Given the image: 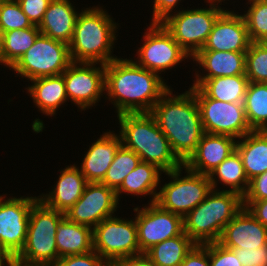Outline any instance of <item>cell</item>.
Here are the masks:
<instances>
[{"label":"cell","mask_w":267,"mask_h":266,"mask_svg":"<svg viewBox=\"0 0 267 266\" xmlns=\"http://www.w3.org/2000/svg\"><path fill=\"white\" fill-rule=\"evenodd\" d=\"M105 91L117 114L150 113L170 89L159 74L133 60L116 58L105 64Z\"/></svg>","instance_id":"obj_1"},{"label":"cell","mask_w":267,"mask_h":266,"mask_svg":"<svg viewBox=\"0 0 267 266\" xmlns=\"http://www.w3.org/2000/svg\"><path fill=\"white\" fill-rule=\"evenodd\" d=\"M150 114L167 137L173 153L184 164L205 133L194 93L189 89L172 96L169 89L153 106Z\"/></svg>","instance_id":"obj_2"},{"label":"cell","mask_w":267,"mask_h":266,"mask_svg":"<svg viewBox=\"0 0 267 266\" xmlns=\"http://www.w3.org/2000/svg\"><path fill=\"white\" fill-rule=\"evenodd\" d=\"M117 117L122 145L133 150L141 161L156 165L163 173L183 167L150 113H124Z\"/></svg>","instance_id":"obj_3"},{"label":"cell","mask_w":267,"mask_h":266,"mask_svg":"<svg viewBox=\"0 0 267 266\" xmlns=\"http://www.w3.org/2000/svg\"><path fill=\"white\" fill-rule=\"evenodd\" d=\"M102 8L92 7L78 14L74 35L69 44L72 62L108 64L116 40V23Z\"/></svg>","instance_id":"obj_4"},{"label":"cell","mask_w":267,"mask_h":266,"mask_svg":"<svg viewBox=\"0 0 267 266\" xmlns=\"http://www.w3.org/2000/svg\"><path fill=\"white\" fill-rule=\"evenodd\" d=\"M243 208V197L231 190L212 189L184 218V232L199 245L218 242L224 227Z\"/></svg>","instance_id":"obj_5"},{"label":"cell","mask_w":267,"mask_h":266,"mask_svg":"<svg viewBox=\"0 0 267 266\" xmlns=\"http://www.w3.org/2000/svg\"><path fill=\"white\" fill-rule=\"evenodd\" d=\"M64 217L39 199L30 211L26 242L13 259L14 266H53L58 260L56 231Z\"/></svg>","instance_id":"obj_6"},{"label":"cell","mask_w":267,"mask_h":266,"mask_svg":"<svg viewBox=\"0 0 267 266\" xmlns=\"http://www.w3.org/2000/svg\"><path fill=\"white\" fill-rule=\"evenodd\" d=\"M187 176L180 178L182 167L165 172L173 181L159 190L155 203L162 209L185 217L199 205L212 190L208 175L195 173L183 165Z\"/></svg>","instance_id":"obj_7"},{"label":"cell","mask_w":267,"mask_h":266,"mask_svg":"<svg viewBox=\"0 0 267 266\" xmlns=\"http://www.w3.org/2000/svg\"><path fill=\"white\" fill-rule=\"evenodd\" d=\"M71 63L68 44L40 34L11 68L32 80L61 75Z\"/></svg>","instance_id":"obj_8"},{"label":"cell","mask_w":267,"mask_h":266,"mask_svg":"<svg viewBox=\"0 0 267 266\" xmlns=\"http://www.w3.org/2000/svg\"><path fill=\"white\" fill-rule=\"evenodd\" d=\"M217 5L210 3V8L177 11L161 23L174 40L193 57L203 48L215 21L225 11Z\"/></svg>","instance_id":"obj_9"},{"label":"cell","mask_w":267,"mask_h":266,"mask_svg":"<svg viewBox=\"0 0 267 266\" xmlns=\"http://www.w3.org/2000/svg\"><path fill=\"white\" fill-rule=\"evenodd\" d=\"M199 107L204 132L242 138L253 131L247 121L243 103L209 98L199 87H191Z\"/></svg>","instance_id":"obj_10"},{"label":"cell","mask_w":267,"mask_h":266,"mask_svg":"<svg viewBox=\"0 0 267 266\" xmlns=\"http://www.w3.org/2000/svg\"><path fill=\"white\" fill-rule=\"evenodd\" d=\"M93 250L109 265L115 260L142 254L135 220L108 217L93 228Z\"/></svg>","instance_id":"obj_11"},{"label":"cell","mask_w":267,"mask_h":266,"mask_svg":"<svg viewBox=\"0 0 267 266\" xmlns=\"http://www.w3.org/2000/svg\"><path fill=\"white\" fill-rule=\"evenodd\" d=\"M4 198L0 196V248L14 259L25 245L29 214L39 197Z\"/></svg>","instance_id":"obj_12"},{"label":"cell","mask_w":267,"mask_h":266,"mask_svg":"<svg viewBox=\"0 0 267 266\" xmlns=\"http://www.w3.org/2000/svg\"><path fill=\"white\" fill-rule=\"evenodd\" d=\"M144 37V44L138 50L141 67L158 74L171 69L184 58L191 56L174 40L162 23H150Z\"/></svg>","instance_id":"obj_13"},{"label":"cell","mask_w":267,"mask_h":266,"mask_svg":"<svg viewBox=\"0 0 267 266\" xmlns=\"http://www.w3.org/2000/svg\"><path fill=\"white\" fill-rule=\"evenodd\" d=\"M135 222L141 253H146L158 243L181 235L184 232L183 217L162 209L157 203L139 209Z\"/></svg>","instance_id":"obj_14"},{"label":"cell","mask_w":267,"mask_h":266,"mask_svg":"<svg viewBox=\"0 0 267 266\" xmlns=\"http://www.w3.org/2000/svg\"><path fill=\"white\" fill-rule=\"evenodd\" d=\"M95 64L72 62L62 73L68 99L82 110L96 104L105 91V64L99 63L100 68Z\"/></svg>","instance_id":"obj_15"},{"label":"cell","mask_w":267,"mask_h":266,"mask_svg":"<svg viewBox=\"0 0 267 266\" xmlns=\"http://www.w3.org/2000/svg\"><path fill=\"white\" fill-rule=\"evenodd\" d=\"M116 191L100 182H88L82 196L65 212L72 222L93 228L117 209Z\"/></svg>","instance_id":"obj_16"},{"label":"cell","mask_w":267,"mask_h":266,"mask_svg":"<svg viewBox=\"0 0 267 266\" xmlns=\"http://www.w3.org/2000/svg\"><path fill=\"white\" fill-rule=\"evenodd\" d=\"M251 40L242 15L225 10L200 50L246 52Z\"/></svg>","instance_id":"obj_17"},{"label":"cell","mask_w":267,"mask_h":266,"mask_svg":"<svg viewBox=\"0 0 267 266\" xmlns=\"http://www.w3.org/2000/svg\"><path fill=\"white\" fill-rule=\"evenodd\" d=\"M218 243L231 250L260 248L267 244V227L243 207L224 227Z\"/></svg>","instance_id":"obj_18"},{"label":"cell","mask_w":267,"mask_h":266,"mask_svg":"<svg viewBox=\"0 0 267 266\" xmlns=\"http://www.w3.org/2000/svg\"><path fill=\"white\" fill-rule=\"evenodd\" d=\"M235 138L204 133L195 152L183 164L189 170L208 175L236 149Z\"/></svg>","instance_id":"obj_19"},{"label":"cell","mask_w":267,"mask_h":266,"mask_svg":"<svg viewBox=\"0 0 267 266\" xmlns=\"http://www.w3.org/2000/svg\"><path fill=\"white\" fill-rule=\"evenodd\" d=\"M208 73H196L192 87H199L206 79L245 74L246 52L199 50L193 57Z\"/></svg>","instance_id":"obj_20"},{"label":"cell","mask_w":267,"mask_h":266,"mask_svg":"<svg viewBox=\"0 0 267 266\" xmlns=\"http://www.w3.org/2000/svg\"><path fill=\"white\" fill-rule=\"evenodd\" d=\"M121 145L120 135L109 131L90 146L80 169L87 182H101L104 179Z\"/></svg>","instance_id":"obj_21"},{"label":"cell","mask_w":267,"mask_h":266,"mask_svg":"<svg viewBox=\"0 0 267 266\" xmlns=\"http://www.w3.org/2000/svg\"><path fill=\"white\" fill-rule=\"evenodd\" d=\"M76 165L63 169L57 184L49 194L40 196V200L49 208L65 213L82 196L88 183Z\"/></svg>","instance_id":"obj_22"},{"label":"cell","mask_w":267,"mask_h":266,"mask_svg":"<svg viewBox=\"0 0 267 266\" xmlns=\"http://www.w3.org/2000/svg\"><path fill=\"white\" fill-rule=\"evenodd\" d=\"M78 14L70 0H51L38 25L39 30L41 34L69 45Z\"/></svg>","instance_id":"obj_23"},{"label":"cell","mask_w":267,"mask_h":266,"mask_svg":"<svg viewBox=\"0 0 267 266\" xmlns=\"http://www.w3.org/2000/svg\"><path fill=\"white\" fill-rule=\"evenodd\" d=\"M58 259L93 251V228L70 221L66 216L56 231Z\"/></svg>","instance_id":"obj_24"},{"label":"cell","mask_w":267,"mask_h":266,"mask_svg":"<svg viewBox=\"0 0 267 266\" xmlns=\"http://www.w3.org/2000/svg\"><path fill=\"white\" fill-rule=\"evenodd\" d=\"M244 138V139H243ZM236 142L248 180L267 171V131L253 130Z\"/></svg>","instance_id":"obj_25"},{"label":"cell","mask_w":267,"mask_h":266,"mask_svg":"<svg viewBox=\"0 0 267 266\" xmlns=\"http://www.w3.org/2000/svg\"><path fill=\"white\" fill-rule=\"evenodd\" d=\"M30 81L33 82V85L28 87V93L43 114L54 115L59 106L68 100L62 74Z\"/></svg>","instance_id":"obj_26"},{"label":"cell","mask_w":267,"mask_h":266,"mask_svg":"<svg viewBox=\"0 0 267 266\" xmlns=\"http://www.w3.org/2000/svg\"><path fill=\"white\" fill-rule=\"evenodd\" d=\"M163 172L156 165L140 161L125 178L121 186L116 190V196L119 201V195L123 192L132 195H153L151 203L156 201L158 192L155 191L160 182V173Z\"/></svg>","instance_id":"obj_27"},{"label":"cell","mask_w":267,"mask_h":266,"mask_svg":"<svg viewBox=\"0 0 267 266\" xmlns=\"http://www.w3.org/2000/svg\"><path fill=\"white\" fill-rule=\"evenodd\" d=\"M249 80L246 74L206 79L199 88L212 99L243 103Z\"/></svg>","instance_id":"obj_28"},{"label":"cell","mask_w":267,"mask_h":266,"mask_svg":"<svg viewBox=\"0 0 267 266\" xmlns=\"http://www.w3.org/2000/svg\"><path fill=\"white\" fill-rule=\"evenodd\" d=\"M196 244L183 232L154 245L145 254L156 266H180Z\"/></svg>","instance_id":"obj_29"},{"label":"cell","mask_w":267,"mask_h":266,"mask_svg":"<svg viewBox=\"0 0 267 266\" xmlns=\"http://www.w3.org/2000/svg\"><path fill=\"white\" fill-rule=\"evenodd\" d=\"M215 176L226 186L232 187L229 190L239 193L242 197L247 192L249 180L245 174L241 157L236 150L208 174L212 189H215L218 182Z\"/></svg>","instance_id":"obj_30"},{"label":"cell","mask_w":267,"mask_h":266,"mask_svg":"<svg viewBox=\"0 0 267 266\" xmlns=\"http://www.w3.org/2000/svg\"><path fill=\"white\" fill-rule=\"evenodd\" d=\"M243 105L250 128L267 131V83L249 82Z\"/></svg>","instance_id":"obj_31"},{"label":"cell","mask_w":267,"mask_h":266,"mask_svg":"<svg viewBox=\"0 0 267 266\" xmlns=\"http://www.w3.org/2000/svg\"><path fill=\"white\" fill-rule=\"evenodd\" d=\"M41 34L39 27L15 29L3 33L4 65L11 68L18 59L34 44Z\"/></svg>","instance_id":"obj_32"},{"label":"cell","mask_w":267,"mask_h":266,"mask_svg":"<svg viewBox=\"0 0 267 266\" xmlns=\"http://www.w3.org/2000/svg\"><path fill=\"white\" fill-rule=\"evenodd\" d=\"M140 161V157L133 150L121 145L100 183L116 191L123 183L124 178L137 167Z\"/></svg>","instance_id":"obj_33"},{"label":"cell","mask_w":267,"mask_h":266,"mask_svg":"<svg viewBox=\"0 0 267 266\" xmlns=\"http://www.w3.org/2000/svg\"><path fill=\"white\" fill-rule=\"evenodd\" d=\"M250 7L243 14L251 42H267V0H248Z\"/></svg>","instance_id":"obj_34"},{"label":"cell","mask_w":267,"mask_h":266,"mask_svg":"<svg viewBox=\"0 0 267 266\" xmlns=\"http://www.w3.org/2000/svg\"><path fill=\"white\" fill-rule=\"evenodd\" d=\"M245 74L249 82L267 83V42H251L246 51Z\"/></svg>","instance_id":"obj_35"},{"label":"cell","mask_w":267,"mask_h":266,"mask_svg":"<svg viewBox=\"0 0 267 266\" xmlns=\"http://www.w3.org/2000/svg\"><path fill=\"white\" fill-rule=\"evenodd\" d=\"M17 0H3L0 4V30L4 33L32 27Z\"/></svg>","instance_id":"obj_36"},{"label":"cell","mask_w":267,"mask_h":266,"mask_svg":"<svg viewBox=\"0 0 267 266\" xmlns=\"http://www.w3.org/2000/svg\"><path fill=\"white\" fill-rule=\"evenodd\" d=\"M210 266H243L235 252L218 242L209 243Z\"/></svg>","instance_id":"obj_37"},{"label":"cell","mask_w":267,"mask_h":266,"mask_svg":"<svg viewBox=\"0 0 267 266\" xmlns=\"http://www.w3.org/2000/svg\"><path fill=\"white\" fill-rule=\"evenodd\" d=\"M53 266H110L94 250L85 254L60 257Z\"/></svg>","instance_id":"obj_38"},{"label":"cell","mask_w":267,"mask_h":266,"mask_svg":"<svg viewBox=\"0 0 267 266\" xmlns=\"http://www.w3.org/2000/svg\"><path fill=\"white\" fill-rule=\"evenodd\" d=\"M232 250L243 266H267V244L260 248Z\"/></svg>","instance_id":"obj_39"},{"label":"cell","mask_w":267,"mask_h":266,"mask_svg":"<svg viewBox=\"0 0 267 266\" xmlns=\"http://www.w3.org/2000/svg\"><path fill=\"white\" fill-rule=\"evenodd\" d=\"M51 0H17L22 11L32 22L33 25H39L48 8Z\"/></svg>","instance_id":"obj_40"},{"label":"cell","mask_w":267,"mask_h":266,"mask_svg":"<svg viewBox=\"0 0 267 266\" xmlns=\"http://www.w3.org/2000/svg\"><path fill=\"white\" fill-rule=\"evenodd\" d=\"M267 199V171L249 180L243 201H259Z\"/></svg>","instance_id":"obj_41"},{"label":"cell","mask_w":267,"mask_h":266,"mask_svg":"<svg viewBox=\"0 0 267 266\" xmlns=\"http://www.w3.org/2000/svg\"><path fill=\"white\" fill-rule=\"evenodd\" d=\"M209 243L196 244L186 255L180 266H210Z\"/></svg>","instance_id":"obj_42"},{"label":"cell","mask_w":267,"mask_h":266,"mask_svg":"<svg viewBox=\"0 0 267 266\" xmlns=\"http://www.w3.org/2000/svg\"><path fill=\"white\" fill-rule=\"evenodd\" d=\"M181 0H154L152 23H161Z\"/></svg>","instance_id":"obj_43"},{"label":"cell","mask_w":267,"mask_h":266,"mask_svg":"<svg viewBox=\"0 0 267 266\" xmlns=\"http://www.w3.org/2000/svg\"><path fill=\"white\" fill-rule=\"evenodd\" d=\"M243 207L267 227V199L259 201H243Z\"/></svg>","instance_id":"obj_44"},{"label":"cell","mask_w":267,"mask_h":266,"mask_svg":"<svg viewBox=\"0 0 267 266\" xmlns=\"http://www.w3.org/2000/svg\"><path fill=\"white\" fill-rule=\"evenodd\" d=\"M110 266H156L145 254L124 257L115 260Z\"/></svg>","instance_id":"obj_45"},{"label":"cell","mask_w":267,"mask_h":266,"mask_svg":"<svg viewBox=\"0 0 267 266\" xmlns=\"http://www.w3.org/2000/svg\"><path fill=\"white\" fill-rule=\"evenodd\" d=\"M14 266V261L0 248V266Z\"/></svg>","instance_id":"obj_46"},{"label":"cell","mask_w":267,"mask_h":266,"mask_svg":"<svg viewBox=\"0 0 267 266\" xmlns=\"http://www.w3.org/2000/svg\"><path fill=\"white\" fill-rule=\"evenodd\" d=\"M0 63L4 64L3 56V32L0 30Z\"/></svg>","instance_id":"obj_47"},{"label":"cell","mask_w":267,"mask_h":266,"mask_svg":"<svg viewBox=\"0 0 267 266\" xmlns=\"http://www.w3.org/2000/svg\"><path fill=\"white\" fill-rule=\"evenodd\" d=\"M208 2L207 3H215L217 1V3H220L222 2V0H207Z\"/></svg>","instance_id":"obj_48"}]
</instances>
